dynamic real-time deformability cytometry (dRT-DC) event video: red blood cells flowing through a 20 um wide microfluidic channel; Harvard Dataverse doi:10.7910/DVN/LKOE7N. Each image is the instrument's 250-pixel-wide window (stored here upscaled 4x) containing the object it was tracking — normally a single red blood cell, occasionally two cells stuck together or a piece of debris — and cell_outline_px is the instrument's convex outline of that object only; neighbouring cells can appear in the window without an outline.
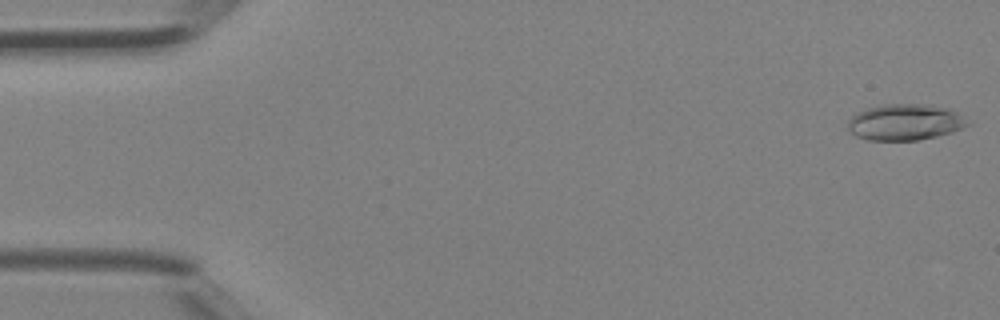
{"species": "Egyptian fruit bat (a non-hibernating species)", "species_latin": "Rousettus aegyptiacus", "temperature_condition": "room temperature", "stored_images_in_passage": 41, "camera_frame_rate_fps": 3000, "um_per_image_px": 0.085, "animal": {"sex": "female"}, "frame": {"image": 1, "passage_image": 1, "time_ms": 0.0, "image_size_px": [1000, 320], "cell_outline_px": [[972, 124], [964, 128], [952, 132], [936, 136], [916, 140], [868, 140], [856, 136], [848, 132], [848, 120], [856, 112], [868, 108], [884, 104], [924, 104], [948, 108], [964, 116]], "centroid_in_image_um": [76.94, 10.38], "position_along_channel_um": 8.1, "area_um2": 25.43}}
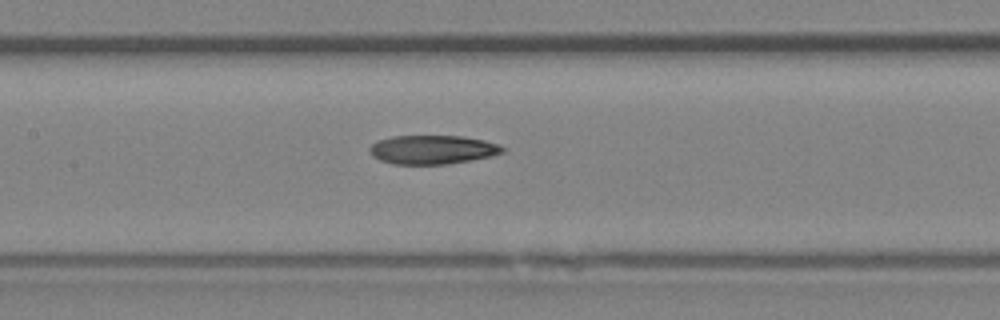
{"frame": {"image": 2, "passage_image": 20, "time_ms": 6.333, "image_size_px": [1000, 320], "cell_outline_px": [[504, 152], [492, 156], [448, 164], [396, 164], [380, 160], [372, 156], [368, 148], [372, 144], [380, 140], [392, 136], [464, 136], [484, 140], [496, 144], [504, 148]], "centroid_in_image_um": [36.76, 12.72], "position_along_channel_um": 170.6, "area_um2": 22.25}}
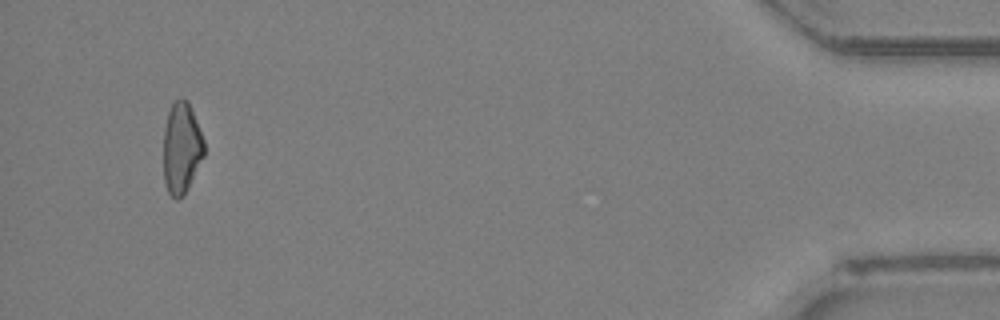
{"frame": {"image": 3, "passage_image": 40, "time_ms": 13.0, "image_size_px": [1000, 320], "cell_outline_px": [[204, 156], [184, 196], [176, 200], [168, 192], [164, 180], [164, 128], [168, 112], [172, 104], [180, 96], [184, 96], [188, 100], [204, 140]], "centroid_in_image_um": [15.43, 12.57], "position_along_channel_um": 419.8, "area_um2": 21.73}}